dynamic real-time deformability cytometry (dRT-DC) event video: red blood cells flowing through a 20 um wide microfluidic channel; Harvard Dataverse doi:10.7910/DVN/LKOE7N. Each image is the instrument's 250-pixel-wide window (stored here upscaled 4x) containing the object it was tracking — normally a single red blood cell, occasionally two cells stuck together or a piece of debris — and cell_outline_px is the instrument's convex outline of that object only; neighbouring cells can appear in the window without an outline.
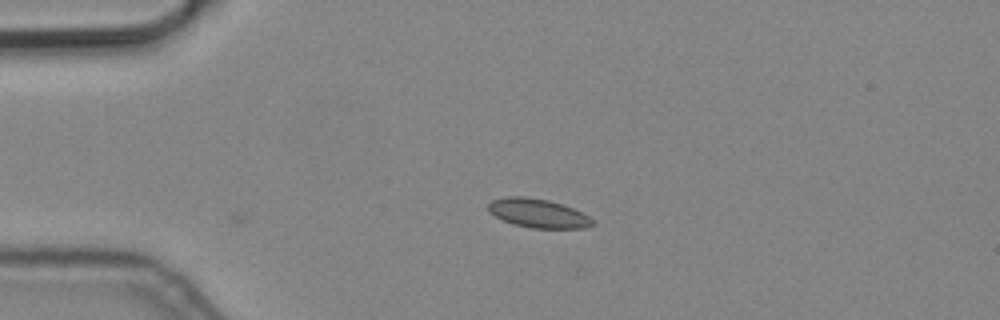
{"species": "common noctule bat (a hibernating species)", "species_latin": "Nyctalus noctula", "temperature_condition": "cold", "stored_images_in_passage": 2, "camera_frame_rate_fps": 3000, "um_per_image_px": 0.085, "animal": {"sex": "male", "body_mass_g": 19.2, "forearm_length_mm": 51.8}, "frame": {"image": 1, "passage_image": 2, "time_ms": 0.333, "image_size_px": [1000, 320], "cell_outline_px": [[596, 224], [588, 228], [532, 228], [512, 224], [488, 212], [488, 204], [492, 200], [504, 196], [524, 196], [548, 200], [572, 208], [596, 220]], "centroid_in_image_um": [45.74, 18.13], "position_along_channel_um": 39.3, "area_um2": 17.63}}